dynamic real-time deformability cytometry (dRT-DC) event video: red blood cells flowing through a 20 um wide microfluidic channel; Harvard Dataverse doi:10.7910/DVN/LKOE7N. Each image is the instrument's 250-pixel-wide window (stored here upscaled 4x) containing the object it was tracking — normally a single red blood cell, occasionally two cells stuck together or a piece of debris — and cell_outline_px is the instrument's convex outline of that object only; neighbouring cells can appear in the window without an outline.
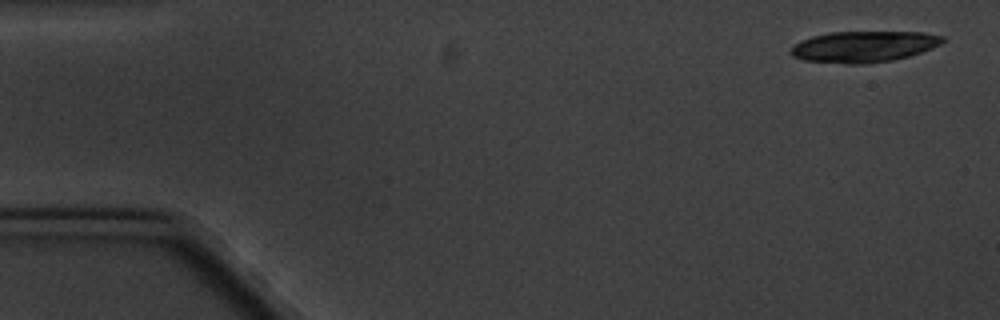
{"species": "common noctule bat (a hibernating species)", "species_latin": "Nyctalus noctula", "temperature_condition": "cold", "stored_images_in_passage": 11, "camera_frame_rate_fps": 3000, "um_per_image_px": 0.085, "animal": {"sex": "male", "body_mass_g": 20.1, "forearm_length_mm": 53.5}, "frame": {"image": 1, "passage_image": 1, "time_ms": 0.0, "image_size_px": [1000, 320], "cell_outline_px": [[944, 40], [940, 44], [932, 48], [908, 56], [892, 60], [864, 64], [848, 64], [804, 60], [792, 56], [788, 52], [800, 40], [812, 36], [828, 32], [924, 32], [944, 36]], "centroid_in_image_um": [73.4, 3.96], "position_along_channel_um": 11.6, "area_um2": 27.51}}
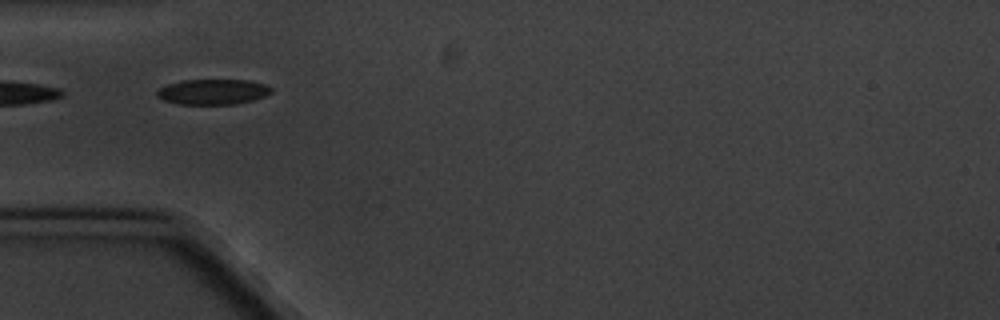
{"frame": {"image": 2, "passage_image": 5, "time_ms": 5.333, "image_size_px": [1000, 320], "cell_outline_px": [[272, 92], [264, 96], [252, 100], [236, 104], [180, 104], [164, 100], [156, 96], [156, 92], [160, 88], [168, 84], [180, 80], [248, 80], [264, 84], [272, 88]], "centroid_in_image_um": [18.08, 7.8], "position_along_channel_um": 66.9, "area_um2": 16.82}}